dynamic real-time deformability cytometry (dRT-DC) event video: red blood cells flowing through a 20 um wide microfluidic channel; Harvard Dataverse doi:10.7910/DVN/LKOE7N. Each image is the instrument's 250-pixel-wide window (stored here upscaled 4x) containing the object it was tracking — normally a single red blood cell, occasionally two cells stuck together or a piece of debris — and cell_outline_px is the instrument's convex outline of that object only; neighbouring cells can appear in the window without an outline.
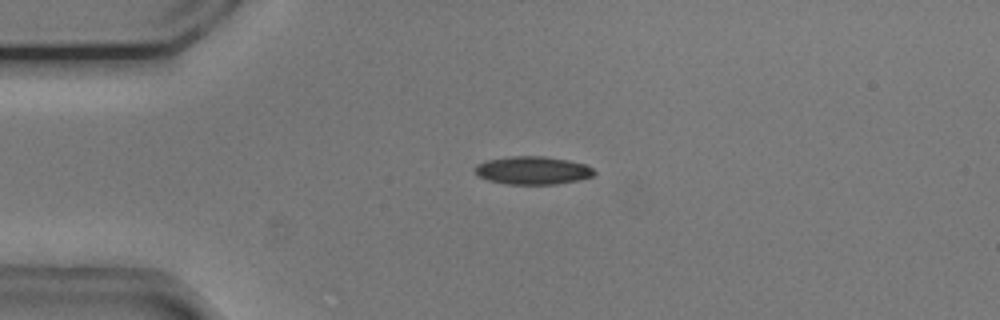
{"species": "common noctule bat (a hibernating species)", "species_latin": "Nyctalus noctula", "temperature_condition": "cold", "stored_images_in_passage": 49, "camera_frame_rate_fps": 3000, "um_per_image_px": 0.085, "animal": {"sex": "male", "body_mass_g": 20.5, "forearm_length_mm": 52.5}, "frame": {"image": 1, "passage_image": 8, "time_ms": 2.333, "image_size_px": [1000, 320], "cell_outline_px": [[596, 172], [592, 176], [580, 180], [556, 184], [504, 184], [488, 180], [480, 176], [472, 168], [476, 164], [488, 160], [512, 156], [544, 156], [568, 160], [584, 164], [592, 168]], "centroid_in_image_um": [45.27, 14.48], "position_along_channel_um": 39.7, "area_um2": 19.48}}
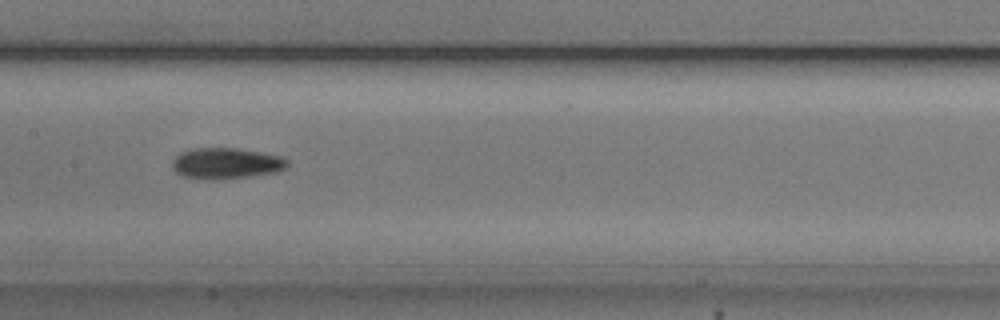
{"frame": {"image": 2, "passage_image": 22, "time_ms": 7.0, "image_size_px": [1000, 320], "cell_outline_px": [[288, 168], [276, 172], [220, 180], [208, 180], [184, 176], [176, 172], [172, 168], [172, 160], [180, 152], [192, 148], [236, 148], [260, 152], [280, 156], [288, 160]], "centroid_in_image_um": [19.21, 13.89], "position_along_channel_um": 188.2, "area_um2": 20.92}}
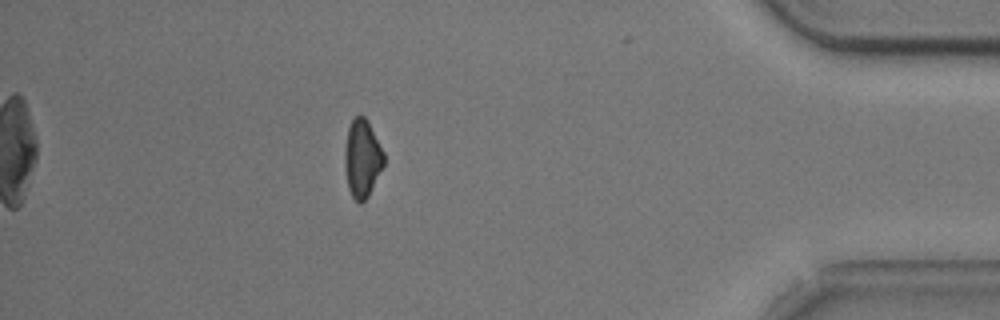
{"frame": {"image": 3, "passage_image": 43, "time_ms": 14.0, "image_size_px": [1000, 320], "cell_outline_px": [[384, 164], [368, 196], [360, 204], [352, 196], [348, 188], [344, 164], [344, 152], [348, 128], [352, 120], [356, 116], [364, 116], [368, 120], [384, 152]], "centroid_in_image_um": [30.78, 13.45], "position_along_channel_um": 404.4, "area_um2": 17.69}, "authors_computed_cell_mechanics": {"area_um2": 19.3052, "velocity_mm_per_s": 3.738, "shape_relaxation_time_tau1_ms": 5.9952, "shape_relaxation_time_tau2_ms": null, "deformation_change_tau1": 0.1188, "deformation_change_tau2": null}}